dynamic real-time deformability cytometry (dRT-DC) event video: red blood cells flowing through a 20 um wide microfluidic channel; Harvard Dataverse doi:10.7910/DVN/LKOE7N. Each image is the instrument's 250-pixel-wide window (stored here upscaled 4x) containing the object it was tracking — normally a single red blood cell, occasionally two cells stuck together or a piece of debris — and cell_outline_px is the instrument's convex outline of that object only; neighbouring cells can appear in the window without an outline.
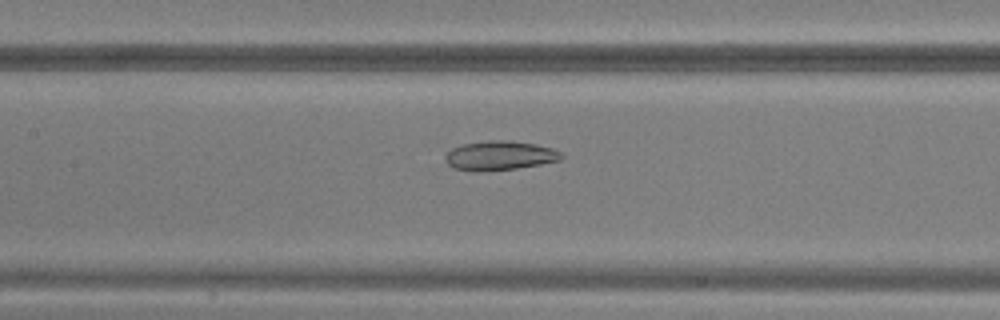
{"species": "common noctule bat (a hibernating species)", "species_latin": "Nyctalus noctula", "temperature_condition": "warm", "stored_images_in_passage": 40, "camera_frame_rate_fps": 3000, "um_per_image_px": 0.085, "animal": {"sex": "male", "body_mass_g": 20.5, "forearm_length_mm": 52.5}, "frame": {"image": 1, "passage_image": 14, "time_ms": 4.333, "image_size_px": [1000, 320], "cell_outline_px": [[564, 156], [560, 160], [540, 164], [516, 168], [480, 172], [456, 168], [448, 164], [444, 160], [444, 156], [452, 148], [460, 144], [488, 140], [512, 140], [536, 144], [552, 148], [560, 152]], "centroid_in_image_um": [42.46, 13.21], "position_along_channel_um": 164.9, "area_um2": 19.88}}
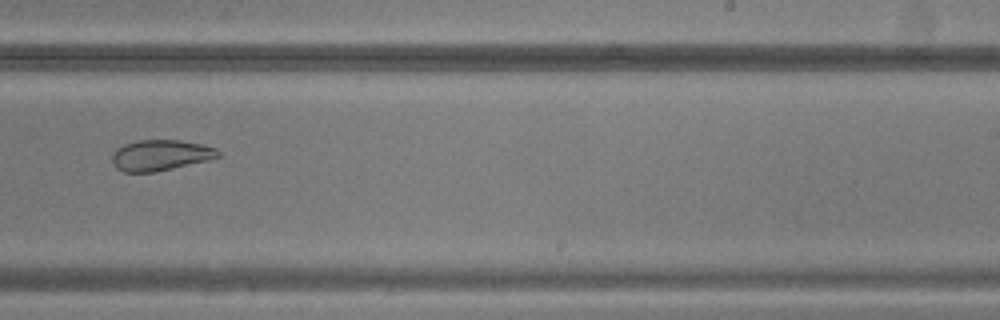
{"frame": {"image": 2, "passage_image": 22, "time_ms": 7.0, "image_size_px": [1000, 320], "cell_outline_px": [[220, 156], [208, 160], [156, 172], [124, 172], [116, 168], [112, 164], [112, 156], [116, 148], [124, 144], [136, 140], [180, 140], [204, 144], [216, 148], [220, 152]], "centroid_in_image_um": [13.63, 13.19], "position_along_channel_um": 275.4, "area_um2": 19.19}}
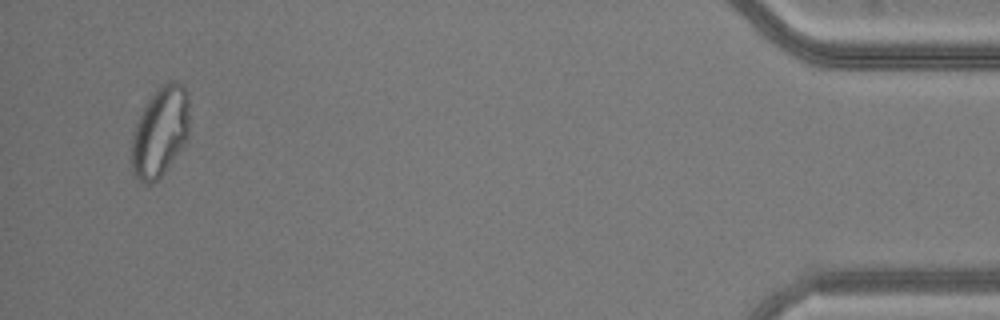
{"frame": {"image": 3, "passage_image": 38, "time_ms": 12.333, "image_size_px": [1000, 320], "cell_outline_px": [[188, 136], [184, 144], [168, 168], [152, 184], [144, 184], [132, 172], [132, 132], [140, 112], [144, 104], [156, 88], [160, 84], [168, 80], [176, 80], [184, 84], [188, 92]], "centroid_in_image_um": [13.61, 11.14], "position_along_channel_um": 421.6, "area_um2": 30.87}}